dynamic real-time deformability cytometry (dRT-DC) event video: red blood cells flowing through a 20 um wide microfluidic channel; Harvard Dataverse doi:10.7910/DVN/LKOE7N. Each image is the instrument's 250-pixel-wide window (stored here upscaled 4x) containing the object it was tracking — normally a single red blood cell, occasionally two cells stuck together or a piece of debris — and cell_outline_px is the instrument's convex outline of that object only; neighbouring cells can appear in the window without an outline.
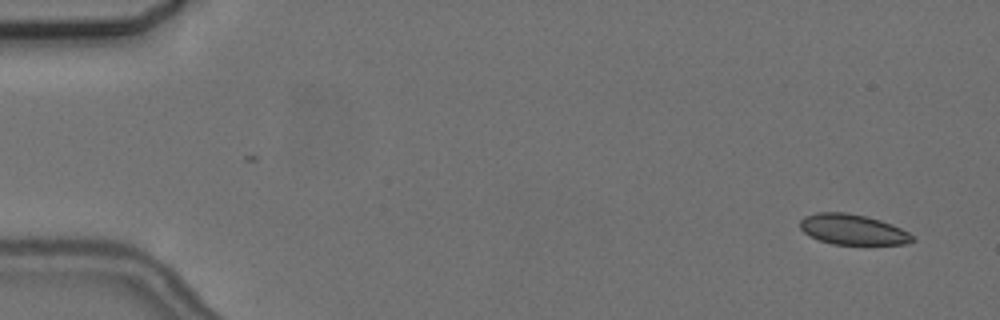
{"species": "common noctule bat (a hibernating species)", "species_latin": "Nyctalus noctula", "temperature_condition": "cold", "stored_images_in_passage": 6, "camera_frame_rate_fps": 3000, "um_per_image_px": 0.085, "animal": {"sex": "female", "body_mass_g": 24.6, "forearm_length_mm": 56.2}, "frame": {"image": 1, "passage_image": 2, "time_ms": 1.0, "image_size_px": [1000, 320], "cell_outline_px": [[916, 240], [904, 244], [832, 244], [808, 236], [800, 228], [800, 220], [804, 216], [816, 212], [844, 212], [864, 216], [880, 220], [892, 224], [908, 232]], "centroid_in_image_um": [72.45, 19.5], "position_along_channel_um": 12.6, "area_um2": 19.83}}